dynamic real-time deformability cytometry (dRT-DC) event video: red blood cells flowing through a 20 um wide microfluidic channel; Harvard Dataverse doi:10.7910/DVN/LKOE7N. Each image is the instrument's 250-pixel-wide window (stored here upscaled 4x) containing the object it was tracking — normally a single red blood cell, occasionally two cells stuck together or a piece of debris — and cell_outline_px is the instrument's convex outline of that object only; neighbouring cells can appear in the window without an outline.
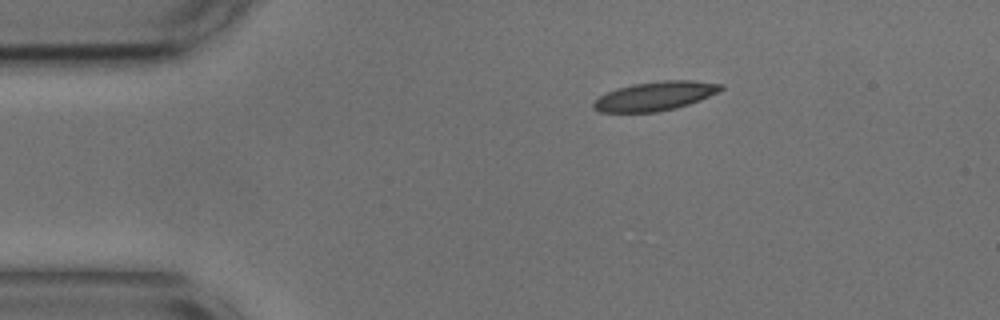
{"species": "common noctule bat (a hibernating species)", "species_latin": "Nyctalus noctula", "temperature_condition": "cold", "stored_images_in_passage": 10, "camera_frame_rate_fps": 3000, "um_per_image_px": 0.085, "animal": {"sex": "male", "body_mass_g": 17.9, "forearm_length_mm": 54.2}, "frame": {"image": 1, "passage_image": 1, "time_ms": 0.0, "image_size_px": [1000, 320], "cell_outline_px": [[724, 88], [700, 100], [676, 108], [656, 112], [600, 112], [592, 108], [592, 104], [600, 96], [616, 88], [632, 84], [664, 80], [692, 80], [724, 84]], "centroid_in_image_um": [55.67, 8.16], "position_along_channel_um": 29.3, "area_um2": 21.44}}
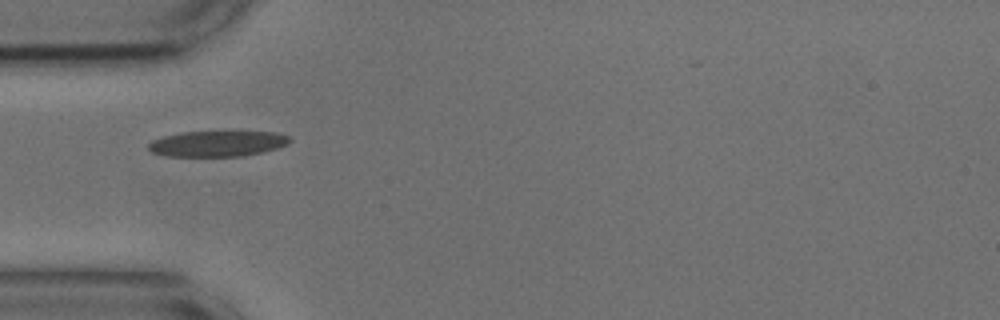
{"frame": {"image": 2, "passage_image": 2, "time_ms": 0.333, "image_size_px": [1000, 320], "cell_outline_px": [[292, 140], [288, 144], [264, 152], [244, 156], [164, 156], [152, 152], [148, 148], [148, 144], [152, 140], [164, 136], [180, 132], [276, 132], [288, 136]], "centroid_in_image_um": [18.48, 12.21], "position_along_channel_um": 66.5, "area_um2": 21.15}}